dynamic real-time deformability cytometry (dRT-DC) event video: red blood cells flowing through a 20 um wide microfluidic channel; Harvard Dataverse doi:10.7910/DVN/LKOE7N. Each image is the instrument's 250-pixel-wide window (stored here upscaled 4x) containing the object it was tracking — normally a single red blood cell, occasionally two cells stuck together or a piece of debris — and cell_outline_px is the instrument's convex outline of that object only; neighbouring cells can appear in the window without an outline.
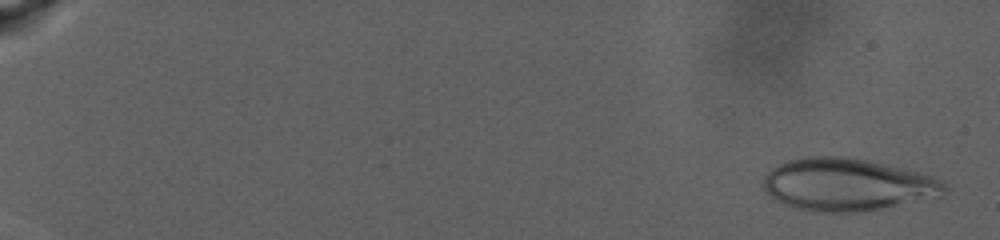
{"species": "human", "species_latin": "Homo sapiens", "temperature_condition": "warm", "stored_images_in_passage": 78, "camera_frame_rate_fps": 3000, "um_per_image_px": 0.085, "donor": {"sex": "male"}, "frame": {"image": 1, "passage_image": 4, "time_ms": 1.0, "image_size_px": [1000, 240], "cell_outline_px": [[948, 192], [944, 196], [880, 208], [856, 212], [812, 212], [796, 208], [772, 200], [764, 192], [764, 176], [772, 168], [788, 160], [804, 156], [844, 156], [868, 160], [904, 168], [940, 180], [948, 188]], "centroid_in_image_um": [71.98, 15.69], "position_along_channel_um": 13.0, "area_um2": 55.6}}
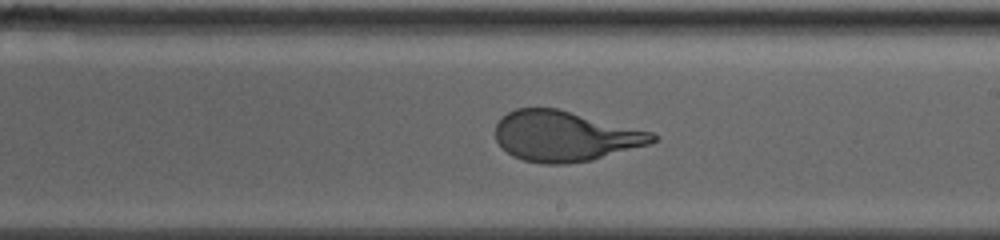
{"frame": {"image": 2, "passage_image": 55, "time_ms": 18.0, "image_size_px": [1000, 240], "cell_outline_px": [[660, 140], [652, 144], [592, 160], [568, 164], [544, 164], [524, 160], [512, 156], [496, 140], [496, 124], [508, 112], [516, 108], [560, 108], [652, 132], [660, 136]], "centroid_in_image_um": [48.09, 11.57], "position_along_channel_um": 240.9, "area_um2": 46.41}}
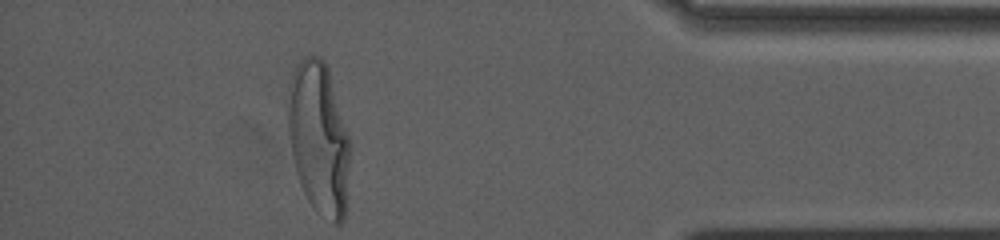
{"frame": {"image": 3, "passage_image": 78, "time_ms": 25.667, "image_size_px": [1000, 240], "cell_outline_px": [[348, 164], [344, 220], [340, 224], [332, 224], [316, 212], [308, 200], [300, 184], [296, 172], [292, 156], [288, 136], [288, 84], [296, 64], [304, 56], [320, 56], [328, 64], [348, 136]], "centroid_in_image_um": [27.06, 11.72], "position_along_channel_um": 408.1, "area_um2": 55.08}}